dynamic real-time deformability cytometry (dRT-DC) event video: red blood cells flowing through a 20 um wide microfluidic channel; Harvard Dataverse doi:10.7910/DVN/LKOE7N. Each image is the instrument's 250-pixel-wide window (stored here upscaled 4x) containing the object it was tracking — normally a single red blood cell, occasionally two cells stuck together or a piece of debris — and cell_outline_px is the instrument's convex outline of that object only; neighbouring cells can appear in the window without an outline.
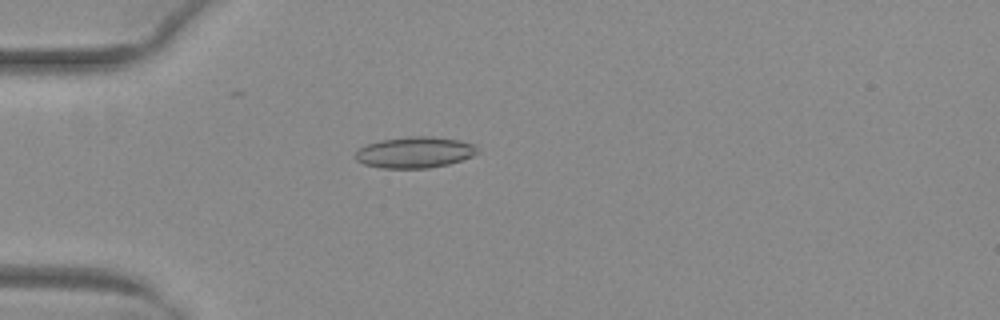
{"species": "common noctule bat (a hibernating species)", "species_latin": "Nyctalus noctula", "temperature_condition": "warm", "stored_images_in_passage": 48, "camera_frame_rate_fps": 3000, "um_per_image_px": 0.085, "animal": {"sex": "female", "body_mass_g": 29.2, "forearm_length_mm": 56.3}, "frame": {"image": 1, "passage_image": 12, "time_ms": 3.667, "image_size_px": [1000, 320], "cell_outline_px": [[480, 152], [472, 156], [448, 164], [428, 168], [380, 168], [364, 164], [356, 160], [352, 156], [360, 148], [368, 144], [380, 140], [408, 136], [432, 136], [460, 140], [476, 144], [480, 148]], "centroid_in_image_um": [35.28, 12.94], "position_along_channel_um": 49.7, "area_um2": 22.43}}
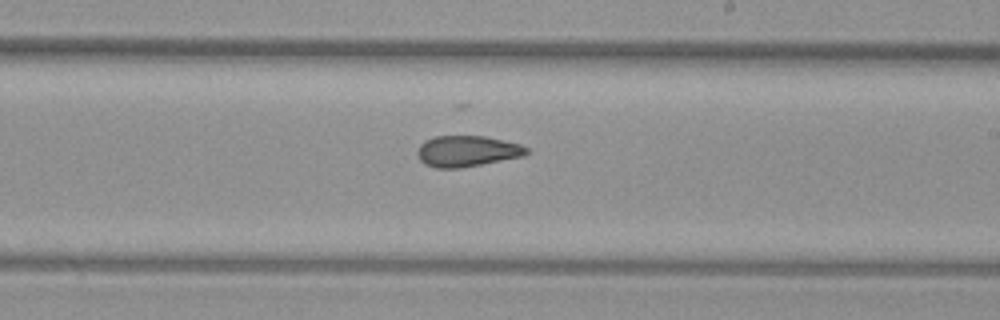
{"frame": {"image": 2, "passage_image": 28, "time_ms": 9.0, "image_size_px": [1000, 320], "cell_outline_px": [[532, 152], [524, 156], [460, 168], [436, 168], [424, 164], [420, 160], [416, 152], [420, 144], [424, 140], [436, 136], [484, 136], [520, 144], [528, 148]], "centroid_in_image_um": [39.7, 12.85], "position_along_channel_um": 249.3, "area_um2": 19.83}}
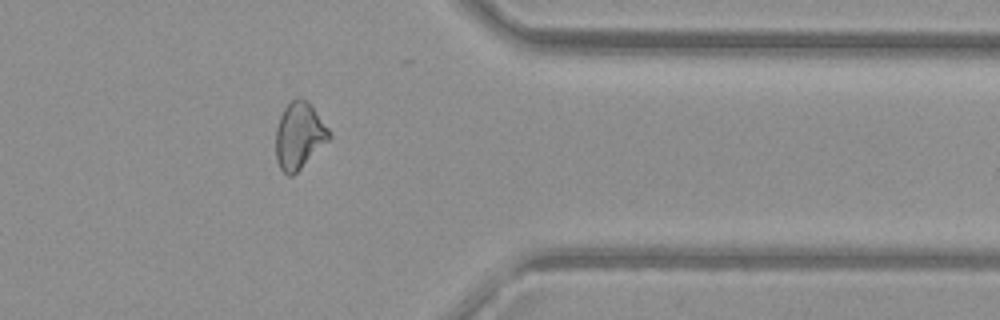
{"frame": {"image": 3, "passage_image": 39, "time_ms": 12.667, "image_size_px": [1000, 320], "cell_outline_px": [[332, 136], [292, 176], [288, 176], [280, 168], [276, 160], [276, 128], [280, 116], [284, 108], [292, 100], [300, 96], [308, 100], [328, 128]], "centroid_in_image_um": [25.41, 11.5], "position_along_channel_um": 386.0, "area_um2": 20.46}, "authors_computed_cell_mechanics": {"area_um2": 21.0103, "velocity_mm_per_s": 4.0621, "shape_relaxation_time_tau1_ms": null, "shape_relaxation_time_tau2_ms": 2.9554, "deformation_change_tau1": null, "deformation_change_tau2": 0.0972}}